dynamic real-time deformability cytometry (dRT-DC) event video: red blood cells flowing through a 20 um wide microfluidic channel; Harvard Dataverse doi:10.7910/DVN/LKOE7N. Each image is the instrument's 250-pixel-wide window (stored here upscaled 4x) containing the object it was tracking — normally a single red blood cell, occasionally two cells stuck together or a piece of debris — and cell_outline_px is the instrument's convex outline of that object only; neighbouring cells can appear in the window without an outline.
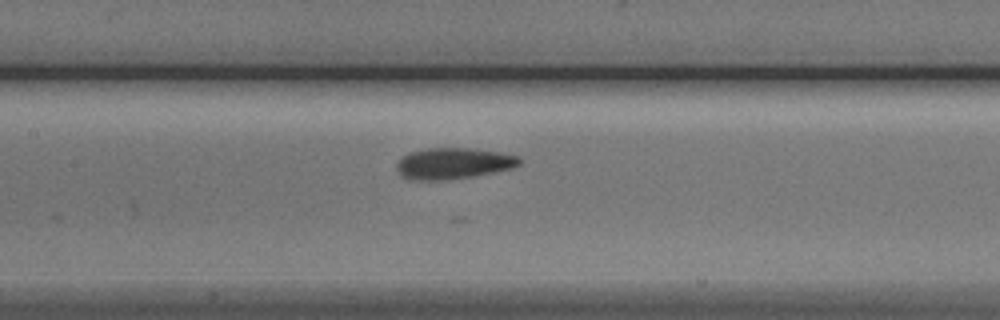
{"species": "Egyptian fruit bat (a non-hibernating species)", "species_latin": "Rousettus aegyptiacus", "temperature_condition": "cold", "stored_images_in_passage": 5, "camera_frame_rate_fps": 3000, "um_per_image_px": 0.085, "animal": {"sex": "male"}, "frame": {"image": 1, "passage_image": 5, "time_ms": 5.333, "image_size_px": [1000, 320], "cell_outline_px": [[524, 160], [520, 164], [512, 168], [496, 172], [448, 180], [408, 180], [400, 176], [396, 172], [396, 164], [400, 156], [408, 152], [428, 148], [472, 148], [500, 152], [520, 156]], "centroid_in_image_um": [38.51, 13.89], "position_along_channel_um": 168.9, "area_um2": 22.89}}